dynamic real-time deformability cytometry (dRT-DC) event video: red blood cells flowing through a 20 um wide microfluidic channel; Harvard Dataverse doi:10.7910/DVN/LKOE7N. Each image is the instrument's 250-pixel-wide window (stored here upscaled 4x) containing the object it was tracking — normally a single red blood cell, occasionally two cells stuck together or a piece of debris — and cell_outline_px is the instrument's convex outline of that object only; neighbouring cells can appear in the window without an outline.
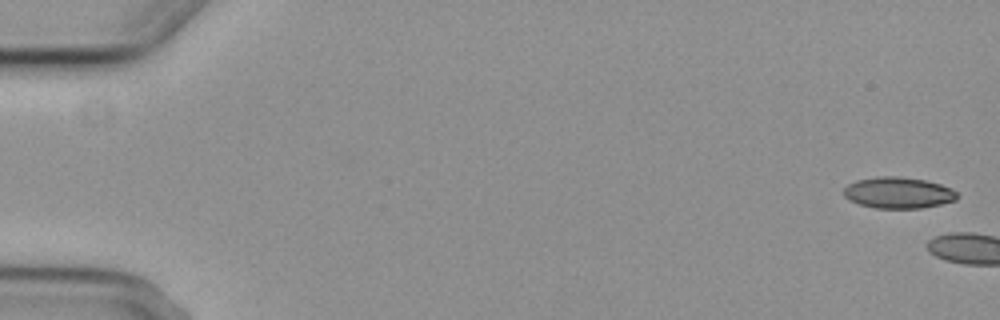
{"species": "common noctule bat (a hibernating species)", "species_latin": "Nyctalus noctula", "temperature_condition": "cold", "stored_images_in_passage": 2, "camera_frame_rate_fps": 3000, "um_per_image_px": 0.085, "animal": {"sex": "female", "body_mass_g": 29.2, "forearm_length_mm": 56.3}, "frame": {"image": 1, "passage_image": 1, "time_ms": 0.0, "image_size_px": [1000, 320], "cell_outline_px": [[956, 200], [940, 204], [920, 208], [876, 208], [860, 204], [848, 200], [844, 196], [844, 188], [848, 184], [856, 180], [876, 176], [900, 176], [924, 180], [940, 184], [952, 188], [956, 192]], "centroid_in_image_um": [76.32, 16.37], "position_along_channel_um": 8.7, "area_um2": 20.63}}